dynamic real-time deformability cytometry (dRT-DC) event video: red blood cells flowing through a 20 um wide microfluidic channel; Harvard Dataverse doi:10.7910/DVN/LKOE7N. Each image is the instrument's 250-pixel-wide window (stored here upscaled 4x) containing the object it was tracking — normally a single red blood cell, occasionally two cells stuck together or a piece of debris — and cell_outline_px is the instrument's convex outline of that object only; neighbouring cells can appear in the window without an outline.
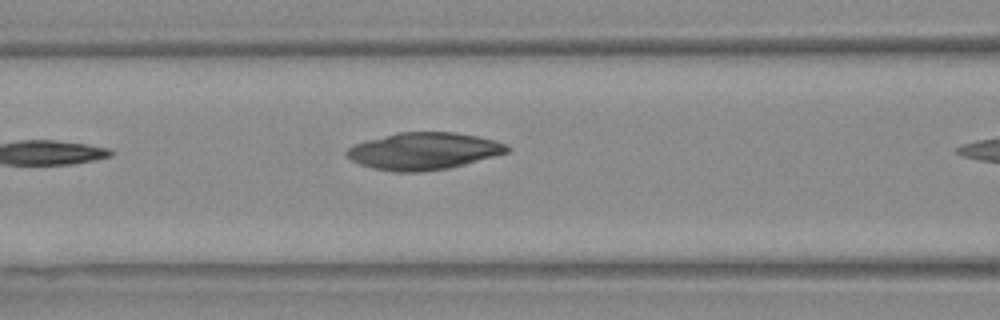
{"species": "Egyptian fruit bat (a non-hibernating species)", "species_latin": "Rousettus aegyptiacus", "temperature_condition": "warm", "stored_images_in_passage": 5, "camera_frame_rate_fps": 3000, "um_per_image_px": 0.085, "animal": {"sex": "female"}, "frame": {"image": 1, "passage_image": 4, "time_ms": 1.0, "image_size_px": [1000, 320], "cell_outline_px": [[512, 148], [508, 152], [464, 164], [448, 168], [420, 172], [392, 172], [372, 168], [360, 164], [352, 160], [344, 152], [352, 144], [400, 132], [456, 132], [496, 140], [508, 144]], "centroid_in_image_um": [36.02, 12.84], "position_along_channel_um": 130.6, "area_um2": 34.62}}